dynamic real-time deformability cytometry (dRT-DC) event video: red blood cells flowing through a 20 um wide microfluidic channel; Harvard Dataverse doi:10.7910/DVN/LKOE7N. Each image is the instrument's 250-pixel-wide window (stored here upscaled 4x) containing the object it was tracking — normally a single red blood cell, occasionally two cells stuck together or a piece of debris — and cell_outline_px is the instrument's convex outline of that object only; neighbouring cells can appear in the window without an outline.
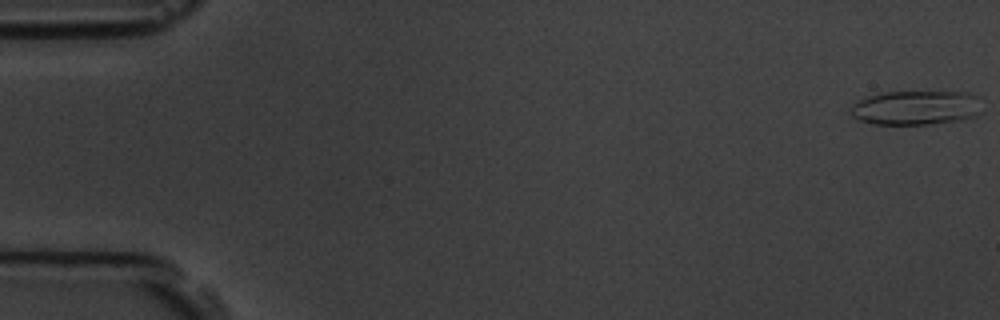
{"species": "common noctule bat (a hibernating species)", "species_latin": "Nyctalus noctula", "temperature_condition": "room temperature", "stored_images_in_passage": 5, "camera_frame_rate_fps": 3000, "um_per_image_px": 0.085, "animal": {"sex": "male", "body_mass_g": 19.5, "forearm_length_mm": 54.6}, "frame": {"image": 1, "passage_image": 1, "time_ms": 0.0, "image_size_px": [1000, 320], "cell_outline_px": [[980, 112], [976, 116], [964, 120], [924, 124], [872, 124], [860, 120], [852, 116], [852, 104], [868, 96], [884, 92], [968, 92], [976, 96]], "centroid_in_image_um": [77.85, 9.16], "position_along_channel_um": 7.1, "area_um2": 26.07}}
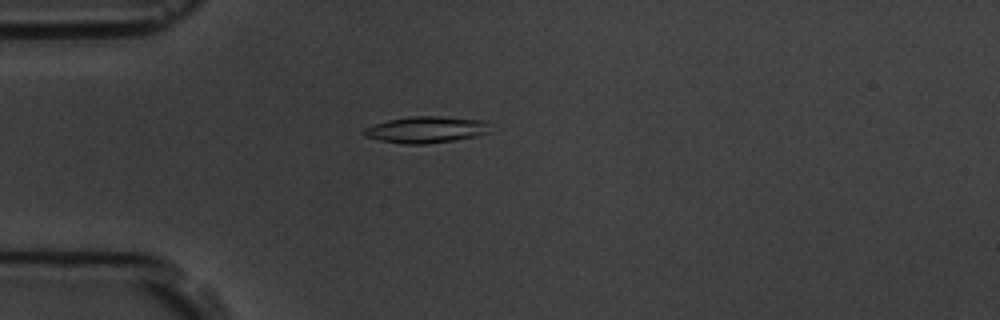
{"frame": {"image": 2, "passage_image": 5, "time_ms": 4.667, "image_size_px": [1000, 320], "cell_outline_px": [[496, 132], [476, 136], [452, 140], [424, 144], [404, 144], [380, 140], [364, 136], [360, 132], [364, 128], [388, 120], [412, 116], [440, 116], [488, 120]], "centroid_in_image_um": [36.33, 11.01], "position_along_channel_um": 48.7, "area_um2": 19.88}}